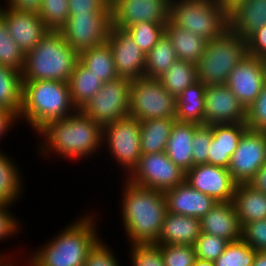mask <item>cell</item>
<instances>
[{
    "label": "cell",
    "instance_id": "6da1fadb",
    "mask_svg": "<svg viewBox=\"0 0 266 266\" xmlns=\"http://www.w3.org/2000/svg\"><path fill=\"white\" fill-rule=\"evenodd\" d=\"M36 132L43 138L39 146L40 154L46 156L53 152L64 159L81 160L94 155L104 145L103 126L81 110L68 117L48 121Z\"/></svg>",
    "mask_w": 266,
    "mask_h": 266
},
{
    "label": "cell",
    "instance_id": "7a4b0ae2",
    "mask_svg": "<svg viewBox=\"0 0 266 266\" xmlns=\"http://www.w3.org/2000/svg\"><path fill=\"white\" fill-rule=\"evenodd\" d=\"M125 180L121 214L128 240L130 244L155 243L168 212L165 195Z\"/></svg>",
    "mask_w": 266,
    "mask_h": 266
},
{
    "label": "cell",
    "instance_id": "3957f363",
    "mask_svg": "<svg viewBox=\"0 0 266 266\" xmlns=\"http://www.w3.org/2000/svg\"><path fill=\"white\" fill-rule=\"evenodd\" d=\"M93 215L78 218L37 252L30 253L29 266H84L88 252L100 239Z\"/></svg>",
    "mask_w": 266,
    "mask_h": 266
},
{
    "label": "cell",
    "instance_id": "277c9868",
    "mask_svg": "<svg viewBox=\"0 0 266 266\" xmlns=\"http://www.w3.org/2000/svg\"><path fill=\"white\" fill-rule=\"evenodd\" d=\"M79 54L60 31L49 30L37 46L25 54L22 81L54 80L68 83Z\"/></svg>",
    "mask_w": 266,
    "mask_h": 266
},
{
    "label": "cell",
    "instance_id": "5b68a950",
    "mask_svg": "<svg viewBox=\"0 0 266 266\" xmlns=\"http://www.w3.org/2000/svg\"><path fill=\"white\" fill-rule=\"evenodd\" d=\"M77 109L70 97L68 83L42 80L23 81L20 120H26L37 131L46 122L62 119Z\"/></svg>",
    "mask_w": 266,
    "mask_h": 266
},
{
    "label": "cell",
    "instance_id": "8992f818",
    "mask_svg": "<svg viewBox=\"0 0 266 266\" xmlns=\"http://www.w3.org/2000/svg\"><path fill=\"white\" fill-rule=\"evenodd\" d=\"M169 21L207 41L229 28V15L216 0H171Z\"/></svg>",
    "mask_w": 266,
    "mask_h": 266
},
{
    "label": "cell",
    "instance_id": "52a82bcc",
    "mask_svg": "<svg viewBox=\"0 0 266 266\" xmlns=\"http://www.w3.org/2000/svg\"><path fill=\"white\" fill-rule=\"evenodd\" d=\"M246 54V39L228 28L216 39L207 41L196 64L198 80L206 86L225 84L231 71Z\"/></svg>",
    "mask_w": 266,
    "mask_h": 266
},
{
    "label": "cell",
    "instance_id": "ba28073f",
    "mask_svg": "<svg viewBox=\"0 0 266 266\" xmlns=\"http://www.w3.org/2000/svg\"><path fill=\"white\" fill-rule=\"evenodd\" d=\"M129 116L139 121L159 118L176 119V98L158 79H133L129 88Z\"/></svg>",
    "mask_w": 266,
    "mask_h": 266
},
{
    "label": "cell",
    "instance_id": "9c48e42d",
    "mask_svg": "<svg viewBox=\"0 0 266 266\" xmlns=\"http://www.w3.org/2000/svg\"><path fill=\"white\" fill-rule=\"evenodd\" d=\"M102 143L107 145L110 155L122 165L129 175L141 157L140 121L127 116L103 126Z\"/></svg>",
    "mask_w": 266,
    "mask_h": 266
},
{
    "label": "cell",
    "instance_id": "30bf717a",
    "mask_svg": "<svg viewBox=\"0 0 266 266\" xmlns=\"http://www.w3.org/2000/svg\"><path fill=\"white\" fill-rule=\"evenodd\" d=\"M111 26V11H99L69 15L59 31L70 47L80 55L94 46L104 44Z\"/></svg>",
    "mask_w": 266,
    "mask_h": 266
},
{
    "label": "cell",
    "instance_id": "8fae6325",
    "mask_svg": "<svg viewBox=\"0 0 266 266\" xmlns=\"http://www.w3.org/2000/svg\"><path fill=\"white\" fill-rule=\"evenodd\" d=\"M130 81L118 77L104 82L102 88L80 110L102 126L129 116Z\"/></svg>",
    "mask_w": 266,
    "mask_h": 266
},
{
    "label": "cell",
    "instance_id": "7c38bea8",
    "mask_svg": "<svg viewBox=\"0 0 266 266\" xmlns=\"http://www.w3.org/2000/svg\"><path fill=\"white\" fill-rule=\"evenodd\" d=\"M127 176L126 179L133 184L163 193L185 181V172L165 152L142 154L136 167Z\"/></svg>",
    "mask_w": 266,
    "mask_h": 266
},
{
    "label": "cell",
    "instance_id": "4fadbf2b",
    "mask_svg": "<svg viewBox=\"0 0 266 266\" xmlns=\"http://www.w3.org/2000/svg\"><path fill=\"white\" fill-rule=\"evenodd\" d=\"M266 163V131L247 129L230 158L228 170L236 184H248Z\"/></svg>",
    "mask_w": 266,
    "mask_h": 266
},
{
    "label": "cell",
    "instance_id": "5bb4252c",
    "mask_svg": "<svg viewBox=\"0 0 266 266\" xmlns=\"http://www.w3.org/2000/svg\"><path fill=\"white\" fill-rule=\"evenodd\" d=\"M171 0H113L111 2L112 26L119 29L138 22L167 23Z\"/></svg>",
    "mask_w": 266,
    "mask_h": 266
},
{
    "label": "cell",
    "instance_id": "9a60e30c",
    "mask_svg": "<svg viewBox=\"0 0 266 266\" xmlns=\"http://www.w3.org/2000/svg\"><path fill=\"white\" fill-rule=\"evenodd\" d=\"M225 84L248 109L266 84V61L246 54L231 71Z\"/></svg>",
    "mask_w": 266,
    "mask_h": 266
},
{
    "label": "cell",
    "instance_id": "2e32d148",
    "mask_svg": "<svg viewBox=\"0 0 266 266\" xmlns=\"http://www.w3.org/2000/svg\"><path fill=\"white\" fill-rule=\"evenodd\" d=\"M106 42L109 44L116 72L129 80L145 77L146 54L124 29L111 26Z\"/></svg>",
    "mask_w": 266,
    "mask_h": 266
},
{
    "label": "cell",
    "instance_id": "e0dca14e",
    "mask_svg": "<svg viewBox=\"0 0 266 266\" xmlns=\"http://www.w3.org/2000/svg\"><path fill=\"white\" fill-rule=\"evenodd\" d=\"M246 109L226 84L208 85L204 125L245 123Z\"/></svg>",
    "mask_w": 266,
    "mask_h": 266
},
{
    "label": "cell",
    "instance_id": "ac0fdd59",
    "mask_svg": "<svg viewBox=\"0 0 266 266\" xmlns=\"http://www.w3.org/2000/svg\"><path fill=\"white\" fill-rule=\"evenodd\" d=\"M185 182L217 202H231L237 185L227 168L208 163L193 166L185 173Z\"/></svg>",
    "mask_w": 266,
    "mask_h": 266
},
{
    "label": "cell",
    "instance_id": "d6986e66",
    "mask_svg": "<svg viewBox=\"0 0 266 266\" xmlns=\"http://www.w3.org/2000/svg\"><path fill=\"white\" fill-rule=\"evenodd\" d=\"M0 16L7 24L10 36L25 54L49 32L36 12H19L2 6Z\"/></svg>",
    "mask_w": 266,
    "mask_h": 266
},
{
    "label": "cell",
    "instance_id": "ffe728a7",
    "mask_svg": "<svg viewBox=\"0 0 266 266\" xmlns=\"http://www.w3.org/2000/svg\"><path fill=\"white\" fill-rule=\"evenodd\" d=\"M167 211L201 219L218 202L209 195L195 190L185 181L164 192Z\"/></svg>",
    "mask_w": 266,
    "mask_h": 266
},
{
    "label": "cell",
    "instance_id": "44dd1931",
    "mask_svg": "<svg viewBox=\"0 0 266 266\" xmlns=\"http://www.w3.org/2000/svg\"><path fill=\"white\" fill-rule=\"evenodd\" d=\"M201 232L224 238L229 242L242 238V226L233 202H218L200 219Z\"/></svg>",
    "mask_w": 266,
    "mask_h": 266
},
{
    "label": "cell",
    "instance_id": "7402d4cb",
    "mask_svg": "<svg viewBox=\"0 0 266 266\" xmlns=\"http://www.w3.org/2000/svg\"><path fill=\"white\" fill-rule=\"evenodd\" d=\"M247 129L245 123L212 125L213 137L209 145L208 164L228 169L230 158Z\"/></svg>",
    "mask_w": 266,
    "mask_h": 266
},
{
    "label": "cell",
    "instance_id": "603a6c76",
    "mask_svg": "<svg viewBox=\"0 0 266 266\" xmlns=\"http://www.w3.org/2000/svg\"><path fill=\"white\" fill-rule=\"evenodd\" d=\"M201 233L200 219L167 212L156 245H191Z\"/></svg>",
    "mask_w": 266,
    "mask_h": 266
},
{
    "label": "cell",
    "instance_id": "cb8c5ba5",
    "mask_svg": "<svg viewBox=\"0 0 266 266\" xmlns=\"http://www.w3.org/2000/svg\"><path fill=\"white\" fill-rule=\"evenodd\" d=\"M198 124L175 121L165 153L185 173L193 167L192 140Z\"/></svg>",
    "mask_w": 266,
    "mask_h": 266
},
{
    "label": "cell",
    "instance_id": "d4e9b609",
    "mask_svg": "<svg viewBox=\"0 0 266 266\" xmlns=\"http://www.w3.org/2000/svg\"><path fill=\"white\" fill-rule=\"evenodd\" d=\"M266 25V0H245L229 14V28L246 39Z\"/></svg>",
    "mask_w": 266,
    "mask_h": 266
},
{
    "label": "cell",
    "instance_id": "484cf974",
    "mask_svg": "<svg viewBox=\"0 0 266 266\" xmlns=\"http://www.w3.org/2000/svg\"><path fill=\"white\" fill-rule=\"evenodd\" d=\"M241 226L266 219V194L249 184H237L232 200Z\"/></svg>",
    "mask_w": 266,
    "mask_h": 266
},
{
    "label": "cell",
    "instance_id": "4316f807",
    "mask_svg": "<svg viewBox=\"0 0 266 266\" xmlns=\"http://www.w3.org/2000/svg\"><path fill=\"white\" fill-rule=\"evenodd\" d=\"M206 88L198 80L181 92L176 98V121L204 125Z\"/></svg>",
    "mask_w": 266,
    "mask_h": 266
},
{
    "label": "cell",
    "instance_id": "83f0119b",
    "mask_svg": "<svg viewBox=\"0 0 266 266\" xmlns=\"http://www.w3.org/2000/svg\"><path fill=\"white\" fill-rule=\"evenodd\" d=\"M165 35L172 43L177 60L197 64L205 51L207 40L173 25L170 21L166 23Z\"/></svg>",
    "mask_w": 266,
    "mask_h": 266
},
{
    "label": "cell",
    "instance_id": "f1b7e54d",
    "mask_svg": "<svg viewBox=\"0 0 266 266\" xmlns=\"http://www.w3.org/2000/svg\"><path fill=\"white\" fill-rule=\"evenodd\" d=\"M103 82L80 60L68 81L72 104L80 110L101 88Z\"/></svg>",
    "mask_w": 266,
    "mask_h": 266
},
{
    "label": "cell",
    "instance_id": "f546056e",
    "mask_svg": "<svg viewBox=\"0 0 266 266\" xmlns=\"http://www.w3.org/2000/svg\"><path fill=\"white\" fill-rule=\"evenodd\" d=\"M176 119L159 118L140 121L141 154L165 152Z\"/></svg>",
    "mask_w": 266,
    "mask_h": 266
},
{
    "label": "cell",
    "instance_id": "4dcf8cb0",
    "mask_svg": "<svg viewBox=\"0 0 266 266\" xmlns=\"http://www.w3.org/2000/svg\"><path fill=\"white\" fill-rule=\"evenodd\" d=\"M79 60L103 83L119 77L114 65L112 50L107 42L82 52Z\"/></svg>",
    "mask_w": 266,
    "mask_h": 266
},
{
    "label": "cell",
    "instance_id": "1f68e13d",
    "mask_svg": "<svg viewBox=\"0 0 266 266\" xmlns=\"http://www.w3.org/2000/svg\"><path fill=\"white\" fill-rule=\"evenodd\" d=\"M3 150H0V203L14 205L23 192L20 170ZM14 203V204H13Z\"/></svg>",
    "mask_w": 266,
    "mask_h": 266
},
{
    "label": "cell",
    "instance_id": "d6a6232c",
    "mask_svg": "<svg viewBox=\"0 0 266 266\" xmlns=\"http://www.w3.org/2000/svg\"><path fill=\"white\" fill-rule=\"evenodd\" d=\"M158 80L173 97L177 98L183 90L198 81L196 65L176 60Z\"/></svg>",
    "mask_w": 266,
    "mask_h": 266
},
{
    "label": "cell",
    "instance_id": "836d02e7",
    "mask_svg": "<svg viewBox=\"0 0 266 266\" xmlns=\"http://www.w3.org/2000/svg\"><path fill=\"white\" fill-rule=\"evenodd\" d=\"M23 81L21 72L0 65V107L15 111L22 107Z\"/></svg>",
    "mask_w": 266,
    "mask_h": 266
},
{
    "label": "cell",
    "instance_id": "e575fe53",
    "mask_svg": "<svg viewBox=\"0 0 266 266\" xmlns=\"http://www.w3.org/2000/svg\"><path fill=\"white\" fill-rule=\"evenodd\" d=\"M177 60L176 52L171 41L164 35L146 54L145 77L160 78Z\"/></svg>",
    "mask_w": 266,
    "mask_h": 266
},
{
    "label": "cell",
    "instance_id": "d590c367",
    "mask_svg": "<svg viewBox=\"0 0 266 266\" xmlns=\"http://www.w3.org/2000/svg\"><path fill=\"white\" fill-rule=\"evenodd\" d=\"M25 53L10 36L5 20L0 16V65L22 73Z\"/></svg>",
    "mask_w": 266,
    "mask_h": 266
},
{
    "label": "cell",
    "instance_id": "8d00e7d4",
    "mask_svg": "<svg viewBox=\"0 0 266 266\" xmlns=\"http://www.w3.org/2000/svg\"><path fill=\"white\" fill-rule=\"evenodd\" d=\"M165 23L138 22L125 29L136 45L147 54L165 35Z\"/></svg>",
    "mask_w": 266,
    "mask_h": 266
},
{
    "label": "cell",
    "instance_id": "74e56055",
    "mask_svg": "<svg viewBox=\"0 0 266 266\" xmlns=\"http://www.w3.org/2000/svg\"><path fill=\"white\" fill-rule=\"evenodd\" d=\"M256 252L241 238L229 242L225 251L214 262L216 266H252Z\"/></svg>",
    "mask_w": 266,
    "mask_h": 266
},
{
    "label": "cell",
    "instance_id": "f35d334b",
    "mask_svg": "<svg viewBox=\"0 0 266 266\" xmlns=\"http://www.w3.org/2000/svg\"><path fill=\"white\" fill-rule=\"evenodd\" d=\"M38 14L49 30L59 31L69 17L68 0H42Z\"/></svg>",
    "mask_w": 266,
    "mask_h": 266
},
{
    "label": "cell",
    "instance_id": "ab89813d",
    "mask_svg": "<svg viewBox=\"0 0 266 266\" xmlns=\"http://www.w3.org/2000/svg\"><path fill=\"white\" fill-rule=\"evenodd\" d=\"M228 243L224 238L201 232L193 247L197 258L214 262L225 251Z\"/></svg>",
    "mask_w": 266,
    "mask_h": 266
},
{
    "label": "cell",
    "instance_id": "60d3db41",
    "mask_svg": "<svg viewBox=\"0 0 266 266\" xmlns=\"http://www.w3.org/2000/svg\"><path fill=\"white\" fill-rule=\"evenodd\" d=\"M132 266H165L159 245L154 243L130 244Z\"/></svg>",
    "mask_w": 266,
    "mask_h": 266
},
{
    "label": "cell",
    "instance_id": "b9f144b4",
    "mask_svg": "<svg viewBox=\"0 0 266 266\" xmlns=\"http://www.w3.org/2000/svg\"><path fill=\"white\" fill-rule=\"evenodd\" d=\"M165 266H193L196 258L191 245H159Z\"/></svg>",
    "mask_w": 266,
    "mask_h": 266
},
{
    "label": "cell",
    "instance_id": "7bdbcfd3",
    "mask_svg": "<svg viewBox=\"0 0 266 266\" xmlns=\"http://www.w3.org/2000/svg\"><path fill=\"white\" fill-rule=\"evenodd\" d=\"M212 125H198L192 140L193 166L208 163L209 145L212 140Z\"/></svg>",
    "mask_w": 266,
    "mask_h": 266
},
{
    "label": "cell",
    "instance_id": "ee69618b",
    "mask_svg": "<svg viewBox=\"0 0 266 266\" xmlns=\"http://www.w3.org/2000/svg\"><path fill=\"white\" fill-rule=\"evenodd\" d=\"M248 129L266 131V84L254 103L246 109V121Z\"/></svg>",
    "mask_w": 266,
    "mask_h": 266
},
{
    "label": "cell",
    "instance_id": "f6af8a7d",
    "mask_svg": "<svg viewBox=\"0 0 266 266\" xmlns=\"http://www.w3.org/2000/svg\"><path fill=\"white\" fill-rule=\"evenodd\" d=\"M242 239L256 251H266V219L242 226Z\"/></svg>",
    "mask_w": 266,
    "mask_h": 266
},
{
    "label": "cell",
    "instance_id": "bcb514c9",
    "mask_svg": "<svg viewBox=\"0 0 266 266\" xmlns=\"http://www.w3.org/2000/svg\"><path fill=\"white\" fill-rule=\"evenodd\" d=\"M99 239L87 254L84 266H120L107 243Z\"/></svg>",
    "mask_w": 266,
    "mask_h": 266
},
{
    "label": "cell",
    "instance_id": "7dc6e473",
    "mask_svg": "<svg viewBox=\"0 0 266 266\" xmlns=\"http://www.w3.org/2000/svg\"><path fill=\"white\" fill-rule=\"evenodd\" d=\"M69 15L111 11L109 0H68Z\"/></svg>",
    "mask_w": 266,
    "mask_h": 266
},
{
    "label": "cell",
    "instance_id": "c3c4849f",
    "mask_svg": "<svg viewBox=\"0 0 266 266\" xmlns=\"http://www.w3.org/2000/svg\"><path fill=\"white\" fill-rule=\"evenodd\" d=\"M247 54L266 61V25L246 38Z\"/></svg>",
    "mask_w": 266,
    "mask_h": 266
},
{
    "label": "cell",
    "instance_id": "681fc988",
    "mask_svg": "<svg viewBox=\"0 0 266 266\" xmlns=\"http://www.w3.org/2000/svg\"><path fill=\"white\" fill-rule=\"evenodd\" d=\"M9 204L0 203V240H5L8 237L15 236L14 234L19 233L20 222L9 211ZM13 235V236H12Z\"/></svg>",
    "mask_w": 266,
    "mask_h": 266
},
{
    "label": "cell",
    "instance_id": "f907efd6",
    "mask_svg": "<svg viewBox=\"0 0 266 266\" xmlns=\"http://www.w3.org/2000/svg\"><path fill=\"white\" fill-rule=\"evenodd\" d=\"M5 6L19 12H36L38 13L42 0H6Z\"/></svg>",
    "mask_w": 266,
    "mask_h": 266
},
{
    "label": "cell",
    "instance_id": "816d5d0a",
    "mask_svg": "<svg viewBox=\"0 0 266 266\" xmlns=\"http://www.w3.org/2000/svg\"><path fill=\"white\" fill-rule=\"evenodd\" d=\"M18 120L20 122L19 115L15 111L0 107V140Z\"/></svg>",
    "mask_w": 266,
    "mask_h": 266
},
{
    "label": "cell",
    "instance_id": "f5cc1de1",
    "mask_svg": "<svg viewBox=\"0 0 266 266\" xmlns=\"http://www.w3.org/2000/svg\"><path fill=\"white\" fill-rule=\"evenodd\" d=\"M248 184L255 190L266 194V163L256 172L254 178Z\"/></svg>",
    "mask_w": 266,
    "mask_h": 266
},
{
    "label": "cell",
    "instance_id": "db71d44e",
    "mask_svg": "<svg viewBox=\"0 0 266 266\" xmlns=\"http://www.w3.org/2000/svg\"><path fill=\"white\" fill-rule=\"evenodd\" d=\"M216 1L220 4L222 9L229 15L245 0H216Z\"/></svg>",
    "mask_w": 266,
    "mask_h": 266
},
{
    "label": "cell",
    "instance_id": "11a10c76",
    "mask_svg": "<svg viewBox=\"0 0 266 266\" xmlns=\"http://www.w3.org/2000/svg\"><path fill=\"white\" fill-rule=\"evenodd\" d=\"M252 266H266V251H257Z\"/></svg>",
    "mask_w": 266,
    "mask_h": 266
},
{
    "label": "cell",
    "instance_id": "9f6ffc18",
    "mask_svg": "<svg viewBox=\"0 0 266 266\" xmlns=\"http://www.w3.org/2000/svg\"><path fill=\"white\" fill-rule=\"evenodd\" d=\"M193 266H216V265L215 262L213 261L203 260L196 257Z\"/></svg>",
    "mask_w": 266,
    "mask_h": 266
},
{
    "label": "cell",
    "instance_id": "6f0895ef",
    "mask_svg": "<svg viewBox=\"0 0 266 266\" xmlns=\"http://www.w3.org/2000/svg\"><path fill=\"white\" fill-rule=\"evenodd\" d=\"M6 259V260H5ZM6 262V263H5ZM13 263L11 262V259H10V262L7 260V257L5 258L4 255H1L0 254V266H11Z\"/></svg>",
    "mask_w": 266,
    "mask_h": 266
}]
</instances>
